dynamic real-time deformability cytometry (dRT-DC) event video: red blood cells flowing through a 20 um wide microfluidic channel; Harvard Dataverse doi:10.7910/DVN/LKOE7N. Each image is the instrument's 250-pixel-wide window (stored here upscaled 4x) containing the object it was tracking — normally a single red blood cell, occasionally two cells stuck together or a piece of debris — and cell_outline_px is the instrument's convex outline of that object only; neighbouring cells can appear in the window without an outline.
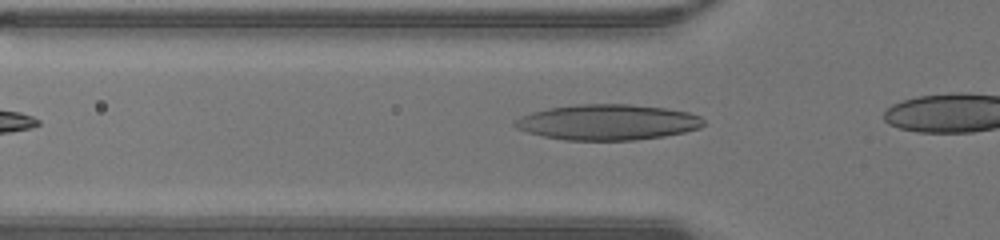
{"species": "human", "species_latin": "Homo sapiens", "temperature_condition": "warm", "stored_images_in_passage": 7, "camera_frame_rate_fps": 3000, "um_per_image_px": 0.085, "donor": {"sex": "male"}, "frame": {"image": 1, "passage_image": 2, "time_ms": 0.333, "image_size_px": [1000, 240], "cell_outline_px": [[704, 124], [700, 128], [684, 132], [664, 136], [636, 140], [564, 140], [544, 136], [528, 132], [516, 128], [512, 124], [512, 120], [520, 116], [532, 112], [548, 108], [576, 104], [628, 104], [668, 108], [688, 112], [700, 116], [704, 120]], "centroid_in_image_um": [51.64, 10.38], "position_along_channel_um": 74.2, "area_um2": 39.36}}
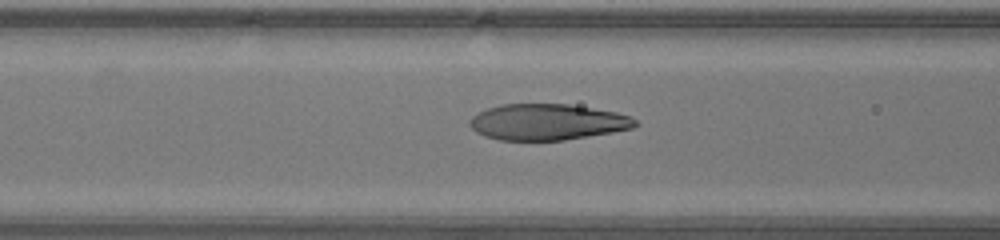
{"frame": {"image": 2, "passage_image": 5, "time_ms": 1.333, "image_size_px": [1000, 240], "cell_outline_px": [[640, 124], [632, 128], [612, 132], [564, 140], [500, 140], [484, 136], [476, 132], [468, 124], [468, 120], [472, 116], [488, 108], [504, 104], [568, 104], [616, 112], [632, 116]], "centroid_in_image_um": [46.53, 10.37], "position_along_channel_um": 120.1, "area_um2": 34.8}}